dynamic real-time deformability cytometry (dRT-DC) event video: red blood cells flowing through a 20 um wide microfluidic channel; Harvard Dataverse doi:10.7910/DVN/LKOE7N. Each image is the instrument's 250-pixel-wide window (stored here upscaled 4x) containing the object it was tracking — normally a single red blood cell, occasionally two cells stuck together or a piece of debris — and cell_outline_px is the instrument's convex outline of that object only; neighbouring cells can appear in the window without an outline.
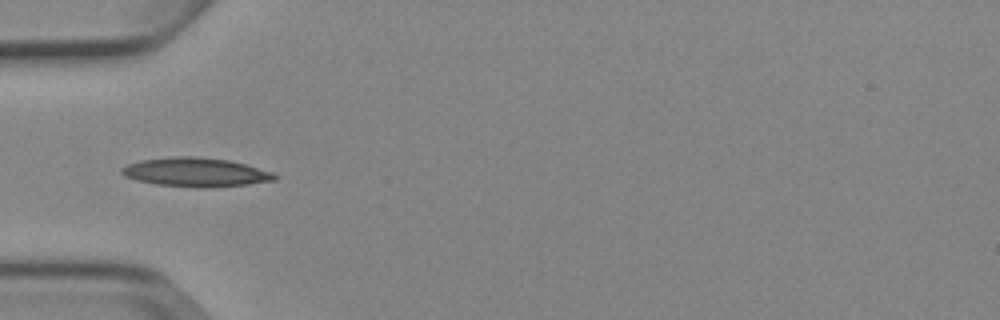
{"species": "Egyptian fruit bat (a non-hibernating species)", "species_latin": "Rousettus aegyptiacus", "temperature_condition": "cold", "stored_images_in_passage": 5, "camera_frame_rate_fps": 3000, "um_per_image_px": 0.085, "animal": {"sex": "female"}, "frame": {"image": 1, "passage_image": 4, "time_ms": 3.667, "image_size_px": [1000, 320], "cell_outline_px": [[276, 180], [248, 184], [204, 188], [200, 188], [156, 184], [136, 180], [124, 176], [120, 172], [120, 168], [128, 164], [140, 160], [168, 156], [196, 156], [228, 160], [244, 164], [272, 172], [276, 176]], "centroid_in_image_um": [16.58, 14.63], "position_along_channel_um": 68.4, "area_um2": 25.84}}
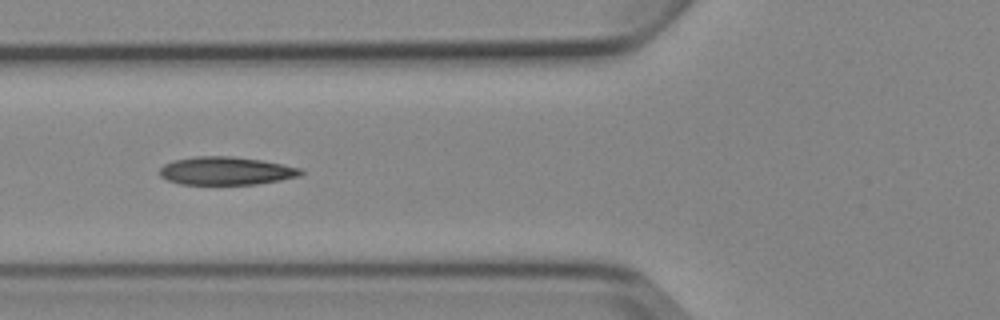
{"frame": {"image": 2, "passage_image": 5, "time_ms": 4.667, "image_size_px": [1000, 320], "cell_outline_px": [[304, 172], [300, 176], [280, 180], [256, 184], [180, 184], [168, 180], [160, 176], [160, 168], [164, 164], [172, 160], [196, 156], [232, 156], [264, 160], [300, 168]], "centroid_in_image_um": [19.21, 14.51], "position_along_channel_um": 106.6, "area_um2": 23.18}}